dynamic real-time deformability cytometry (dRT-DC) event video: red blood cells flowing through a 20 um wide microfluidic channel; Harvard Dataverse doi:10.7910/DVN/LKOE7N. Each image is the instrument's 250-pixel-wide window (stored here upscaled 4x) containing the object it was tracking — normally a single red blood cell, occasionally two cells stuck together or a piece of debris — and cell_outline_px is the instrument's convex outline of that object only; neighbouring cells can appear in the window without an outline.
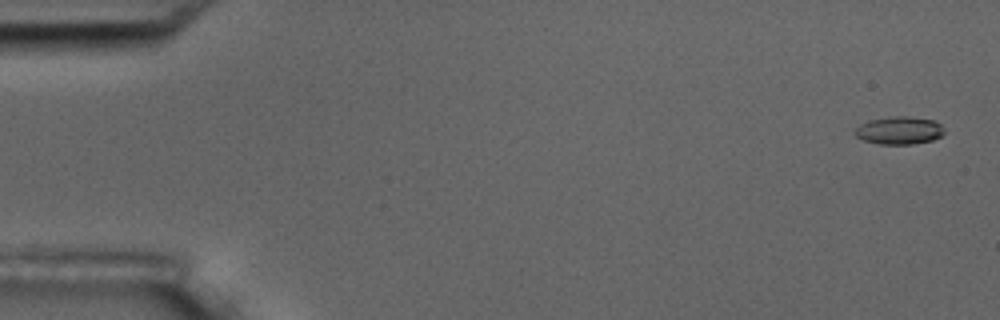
{"species": "common noctule bat (a hibernating species)", "species_latin": "Nyctalus noctula", "temperature_condition": "room temperature", "stored_images_in_passage": 17, "camera_frame_rate_fps": 3000, "um_per_image_px": 0.085, "animal": {"sex": "male", "body_mass_g": 17.5, "forearm_length_mm": 52.3}, "frame": {"image": 1, "passage_image": 1, "time_ms": 0.0, "image_size_px": [1000, 320], "cell_outline_px": [[944, 132], [940, 136], [932, 140], [912, 144], [880, 144], [864, 140], [856, 136], [856, 128], [860, 124], [868, 120], [888, 116], [908, 116], [932, 120], [940, 124], [944, 128]], "centroid_in_image_um": [76.43, 11.07], "position_along_channel_um": 8.6, "area_um2": 14.39}}
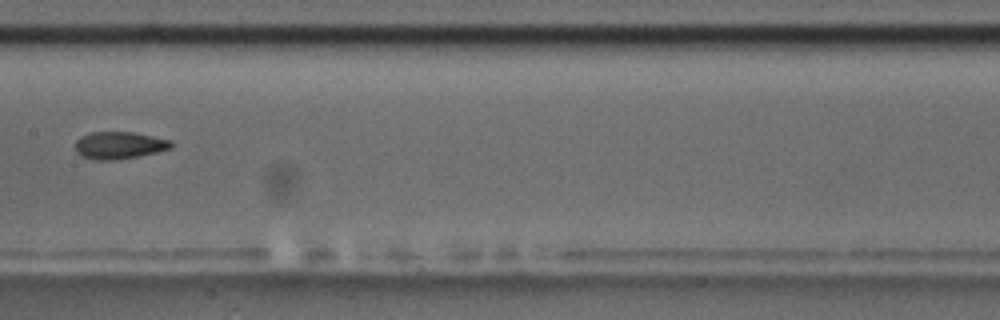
{"frame": {"image": 2, "passage_image": 9, "time_ms": 9.333, "image_size_px": [1000, 320], "cell_outline_px": [[172, 148], [140, 156], [120, 160], [96, 160], [84, 156], [76, 152], [76, 140], [80, 136], [88, 132], [132, 132], [172, 140]], "centroid_in_image_um": [10.14, 12.35], "position_along_channel_um": 197.3, "area_um2": 15.32}}
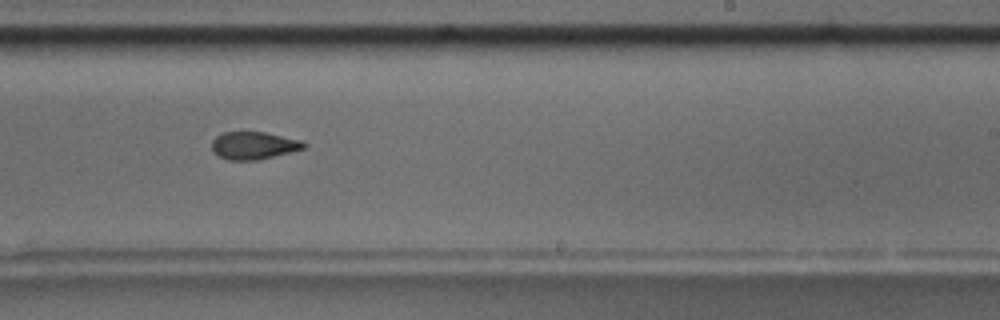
{"frame": {"image": 3, "passage_image": 11, "time_ms": 11.333, "image_size_px": [1000, 320], "cell_outline_px": [[308, 144], [304, 148], [292, 152], [256, 160], [228, 160], [212, 152], [212, 140], [216, 136], [224, 132], [264, 132], [304, 140]], "centroid_in_image_um": [21.59, 12.36], "position_along_channel_um": 267.4, "area_um2": 14.91}, "authors_computed_cell_mechanics": {"area_um2": 15.2014, "velocity_mm_per_s": 3.5218, "shape_relaxation_time_tau1_ms": null, "shape_relaxation_time_tau2_ms": 2.0713, "deformation_change_tau1": null, "deformation_change_tau2": 0.0683}}